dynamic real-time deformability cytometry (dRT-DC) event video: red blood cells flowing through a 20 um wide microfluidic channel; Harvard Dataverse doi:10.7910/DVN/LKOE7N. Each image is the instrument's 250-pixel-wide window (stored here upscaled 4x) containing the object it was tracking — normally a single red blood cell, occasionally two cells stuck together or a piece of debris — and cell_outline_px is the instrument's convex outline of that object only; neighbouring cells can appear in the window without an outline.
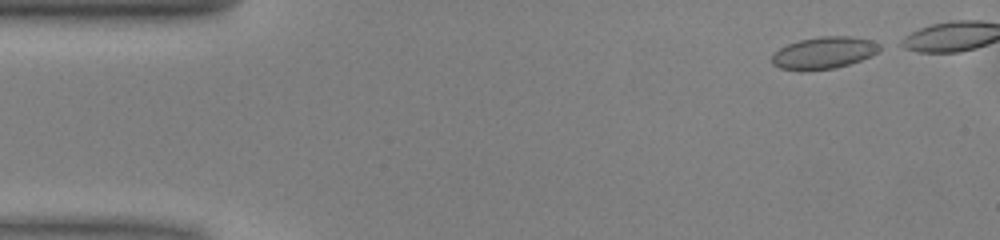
{"species": "common noctule bat (a hibernating species)", "species_latin": "Nyctalus noctula", "temperature_condition": "warm", "stored_images_in_passage": 37, "camera_frame_rate_fps": 3000, "um_per_image_px": 0.085, "animal": {"sex": "male", "body_mass_g": 13.0, "forearm_length_mm": 53.1}, "frame": {"image": 1, "passage_image": 1, "time_ms": 0.0, "image_size_px": [1000, 240], "cell_outline_px": [[880, 48], [876, 52], [860, 60], [836, 68], [804, 72], [800, 72], [780, 68], [772, 64], [772, 52], [788, 44], [800, 40], [820, 36], [848, 36], [872, 40], [880, 44]], "centroid_in_image_um": [69.96, 4.51], "position_along_channel_um": 15.0, "area_um2": 20.23}}
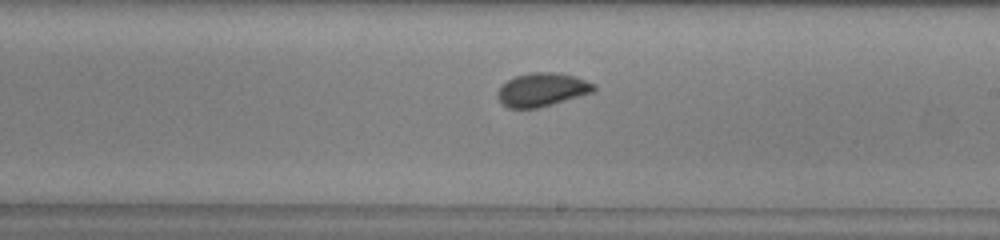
{"frame": {"image": 2, "passage_image": 25, "time_ms": 8.0, "image_size_px": [1000, 240], "cell_outline_px": [[596, 92], [552, 104], [536, 108], [508, 108], [496, 96], [496, 92], [500, 84], [516, 76], [532, 72], [552, 72], [572, 76], [596, 84]], "centroid_in_image_um": [46.07, 7.62], "position_along_channel_um": 242.9, "area_um2": 18.79}}
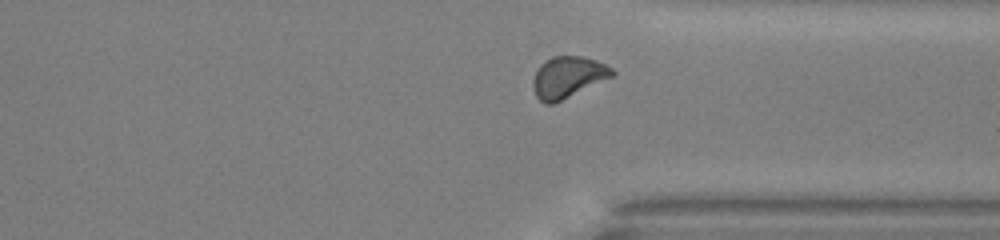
{"frame": {"image": 3, "passage_image": 34, "time_ms": 11.0, "image_size_px": [1000, 240], "cell_outline_px": [[616, 76], [552, 104], [544, 104], [536, 96], [532, 88], [532, 80], [540, 64], [552, 56], [584, 56], [596, 60], [612, 68], [616, 72]], "centroid_in_image_um": [48.29, 6.56], "position_along_channel_um": 363.1, "area_um2": 19.31}}